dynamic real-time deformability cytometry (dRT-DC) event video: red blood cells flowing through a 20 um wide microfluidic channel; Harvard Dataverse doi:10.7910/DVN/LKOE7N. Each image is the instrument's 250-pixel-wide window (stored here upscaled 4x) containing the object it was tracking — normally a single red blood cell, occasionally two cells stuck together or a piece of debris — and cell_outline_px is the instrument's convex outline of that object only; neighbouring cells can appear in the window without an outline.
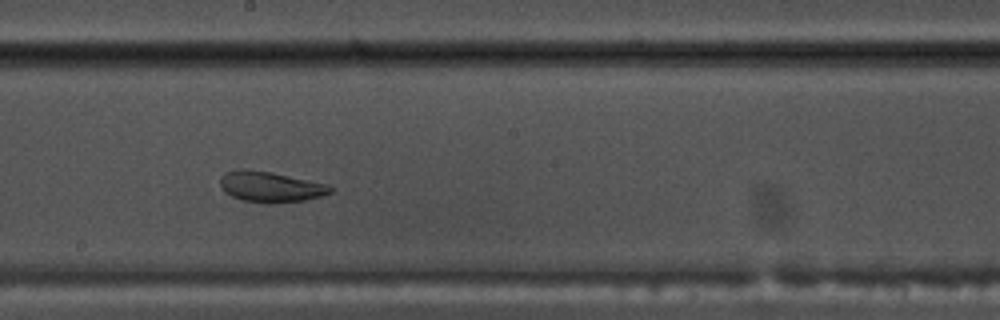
{"species": "common noctule bat (a hibernating species)", "species_latin": "Nyctalus noctula", "temperature_condition": "warm", "stored_images_in_passage": 49, "camera_frame_rate_fps": 3000, "um_per_image_px": 0.085, "animal": {"sex": "male", "body_mass_g": 17.5, "forearm_length_mm": 52.3}, "frame": {"image": 1, "passage_image": 25, "time_ms": 8.0, "image_size_px": [1000, 320], "cell_outline_px": [[332, 192], [320, 196], [304, 200], [272, 204], [244, 200], [232, 196], [224, 192], [220, 188], [220, 176], [224, 172], [244, 168], [272, 172], [328, 184], [332, 188]], "centroid_in_image_um": [22.95, 15.87], "position_along_channel_um": 225.2, "area_um2": 19.77}}
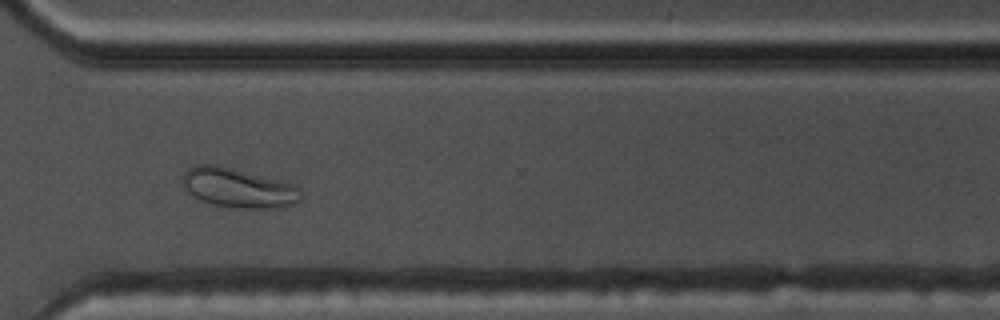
{"frame": {"image": 2, "passage_image": 35, "time_ms": 11.333, "image_size_px": [1000, 320], "cell_outline_px": [[300, 200], [296, 204], [280, 208], [240, 208], [212, 204], [200, 200], [188, 192], [180, 180], [184, 172], [188, 168], [200, 164], [216, 164], [296, 184], [300, 196]], "centroid_in_image_um": [20.24, 15.97], "position_along_channel_um": 350.4, "area_um2": 27.28}}
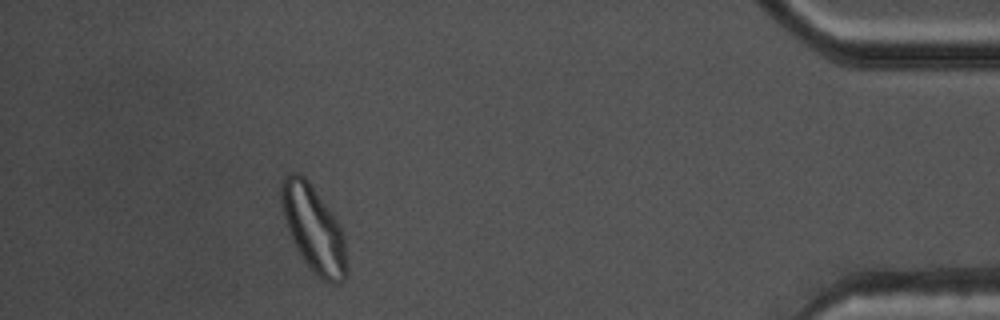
{"frame": {"image": 3, "passage_image": 44, "time_ms": 14.333, "image_size_px": [1000, 320], "cell_outline_px": [[348, 276], [340, 284], [328, 284], [304, 260], [288, 228], [280, 204], [280, 184], [284, 176], [288, 172], [300, 172], [308, 180], [336, 220], [344, 236], [348, 268]], "centroid_in_image_um": [26.67, 19.43], "position_along_channel_um": 408.5, "area_um2": 32.43}}